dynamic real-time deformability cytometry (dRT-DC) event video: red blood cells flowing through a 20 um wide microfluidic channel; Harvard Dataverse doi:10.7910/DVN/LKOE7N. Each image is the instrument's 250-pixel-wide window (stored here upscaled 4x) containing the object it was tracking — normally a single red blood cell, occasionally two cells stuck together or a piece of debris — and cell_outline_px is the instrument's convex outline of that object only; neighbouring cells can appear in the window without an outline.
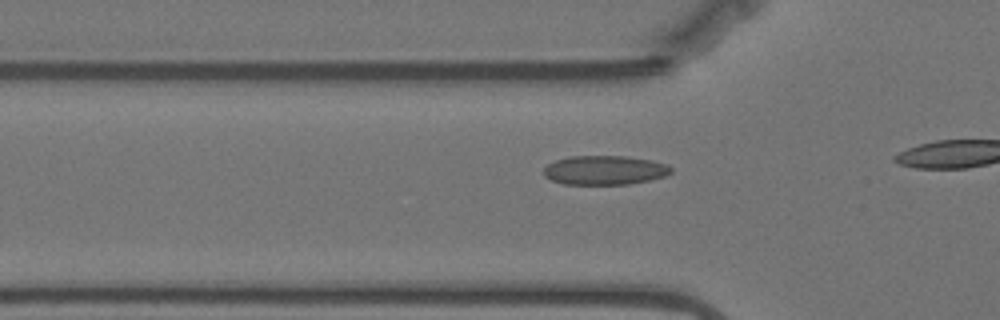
{"species": "Egyptian fruit bat (a non-hibernating species)", "species_latin": "Rousettus aegyptiacus", "temperature_condition": "warm", "stored_images_in_passage": 9, "camera_frame_rate_fps": 3000, "um_per_image_px": 0.085, "animal": {"sex": "female"}, "frame": {"image": 1, "passage_image": 6, "time_ms": 1.667, "image_size_px": [1000, 320], "cell_outline_px": [[672, 172], [664, 176], [648, 180], [628, 184], [564, 184], [552, 180], [544, 176], [544, 168], [548, 164], [556, 160], [568, 156], [628, 156], [652, 160], [668, 164], [672, 168]], "centroid_in_image_um": [51.41, 14.45], "position_along_channel_um": 74.4, "area_um2": 21.68}}